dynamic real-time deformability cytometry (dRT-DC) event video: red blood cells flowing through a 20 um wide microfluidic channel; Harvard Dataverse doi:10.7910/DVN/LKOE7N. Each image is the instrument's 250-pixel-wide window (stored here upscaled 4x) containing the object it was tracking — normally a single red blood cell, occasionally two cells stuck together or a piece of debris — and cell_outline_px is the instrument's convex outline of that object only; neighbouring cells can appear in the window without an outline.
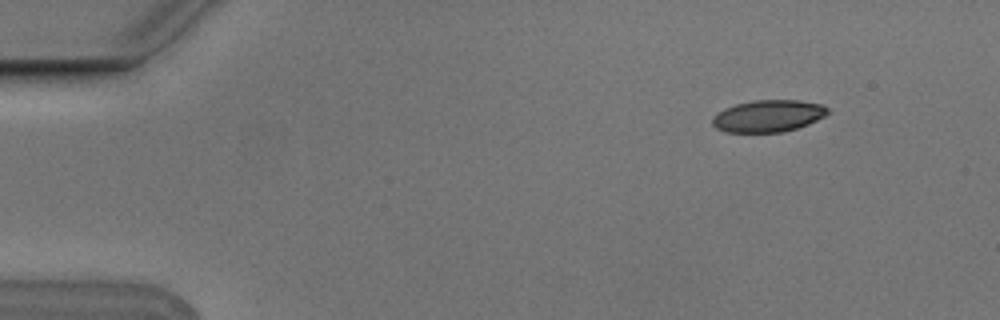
{"species": "Egyptian fruit bat (a non-hibernating species)", "species_latin": "Rousettus aegyptiacus", "temperature_condition": "cold", "stored_images_in_passage": 4, "segment_of_instrument_passage": [1, 2], "camera_frame_rate_fps": 3000, "um_per_image_px": 0.085, "animal": {"sex": "male"}, "frame": {"image": 1, "passage_image": 1, "time_ms": 0.0, "image_size_px": [1000, 320], "cell_outline_px": [[828, 112], [824, 116], [808, 124], [784, 132], [724, 132], [716, 128], [712, 124], [712, 116], [724, 108], [736, 104], [752, 100], [800, 100], [820, 104], [828, 108]], "centroid_in_image_um": [65.26, 9.85], "position_along_channel_um": 19.7, "area_um2": 21.5}}